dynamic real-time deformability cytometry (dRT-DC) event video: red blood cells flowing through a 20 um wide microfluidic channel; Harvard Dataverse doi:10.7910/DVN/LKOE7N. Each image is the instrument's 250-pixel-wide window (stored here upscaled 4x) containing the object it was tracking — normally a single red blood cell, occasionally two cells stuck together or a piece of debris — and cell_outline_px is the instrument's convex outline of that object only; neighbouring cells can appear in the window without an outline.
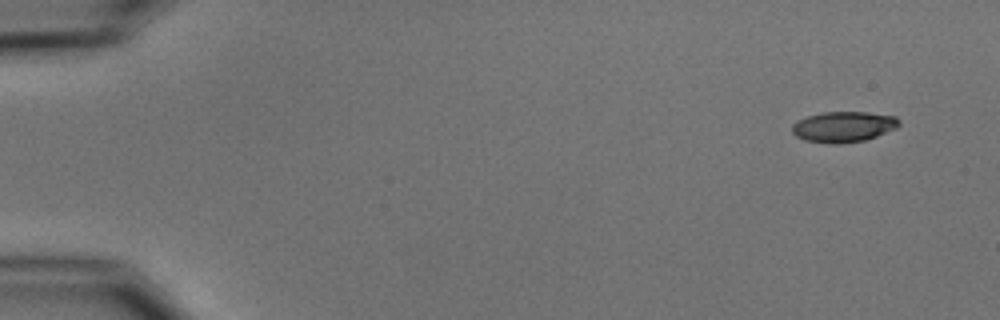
{"species": "common noctule bat (a hibernating species)", "species_latin": "Nyctalus noctula", "temperature_condition": "cold", "stored_images_in_passage": 4, "camera_frame_rate_fps": 3000, "um_per_image_px": 0.085, "animal": {"sex": "male", "body_mass_g": 15.6}, "frame": {"image": 1, "passage_image": 1, "time_ms": 0.0, "image_size_px": [1000, 320], "cell_outline_px": [[900, 124], [896, 128], [876, 136], [864, 140], [836, 144], [804, 140], [796, 136], [792, 132], [792, 124], [808, 116], [824, 112], [868, 112], [896, 116], [900, 120]], "centroid_in_image_um": [71.72, 10.77], "position_along_channel_um": 13.3, "area_um2": 18.96}}
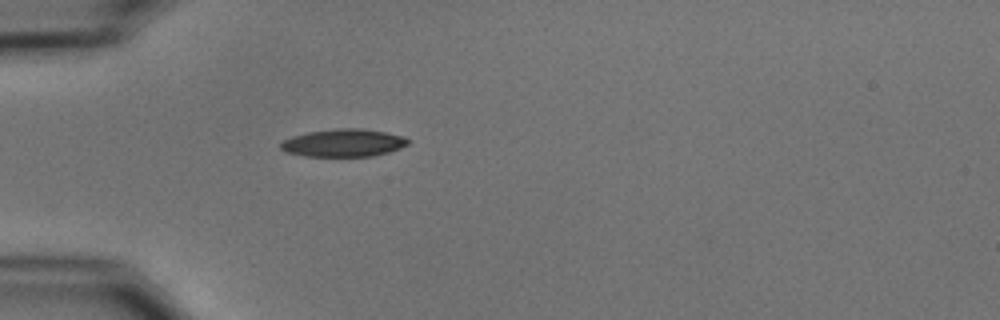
{"frame": {"image": 2, "passage_image": 4, "time_ms": 4.333, "image_size_px": [1000, 320], "cell_outline_px": [[412, 140], [408, 144], [400, 148], [388, 152], [372, 156], [304, 156], [284, 152], [280, 148], [280, 144], [284, 140], [292, 136], [308, 132], [340, 128], [360, 128], [384, 132], [404, 136]], "centroid_in_image_um": [29.2, 12.15], "position_along_channel_um": 55.8, "area_um2": 20.58}}